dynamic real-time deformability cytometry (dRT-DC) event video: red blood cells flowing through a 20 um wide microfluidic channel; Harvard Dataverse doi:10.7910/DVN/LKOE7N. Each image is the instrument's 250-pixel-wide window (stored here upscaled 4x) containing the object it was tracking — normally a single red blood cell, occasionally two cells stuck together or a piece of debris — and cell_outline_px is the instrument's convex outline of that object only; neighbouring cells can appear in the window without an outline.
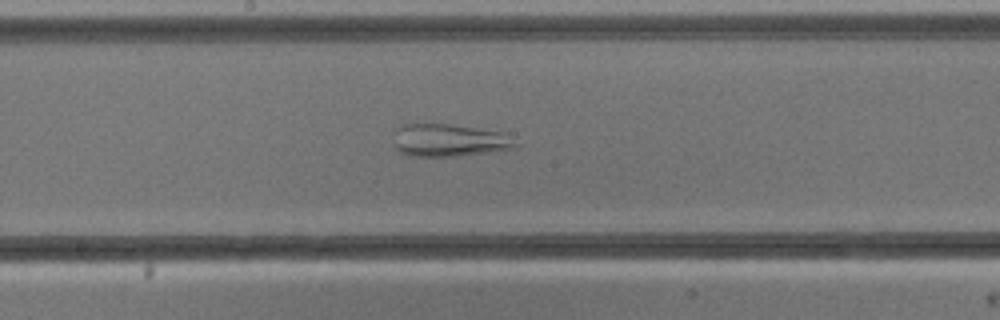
{"species": "common noctule bat (a hibernating species)", "species_latin": "Nyctalus noctula", "temperature_condition": "cold", "stored_images_in_passage": 54, "camera_frame_rate_fps": 3000, "um_per_image_px": 0.085, "animal": {"sex": "male", "body_mass_g": 13.3}, "frame": {"image": 1, "passage_image": 28, "time_ms": 9.0, "image_size_px": [1000, 320], "cell_outline_px": [[516, 144], [508, 148], [488, 152], [460, 156], [408, 156], [400, 152], [396, 148], [396, 128], [400, 124], [448, 124], [504, 132]], "centroid_in_image_um": [38.11, 11.92], "position_along_channel_um": 210.1, "area_um2": 22.72}}
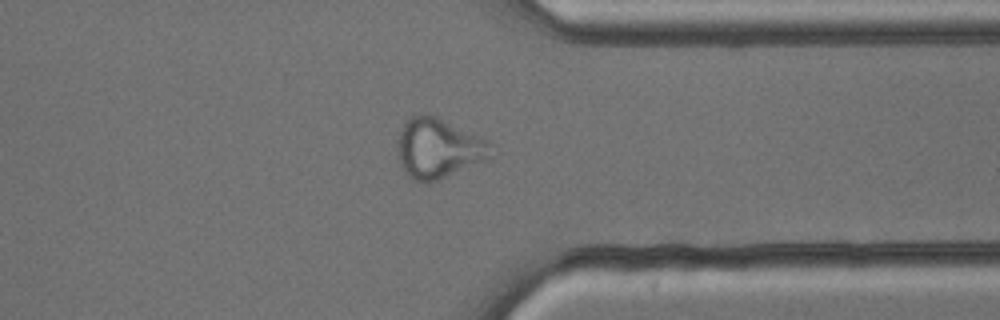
{"frame": {"image": 2, "passage_image": 41, "time_ms": 13.333, "image_size_px": [1000, 320], "cell_outline_px": [[492, 160], [428, 184], [412, 180], [400, 168], [396, 148], [396, 144], [404, 120], [408, 116], [436, 116], [484, 140], [488, 144]], "centroid_in_image_um": [37.2, 12.68], "position_along_channel_um": 374.2, "area_um2": 32.83}}
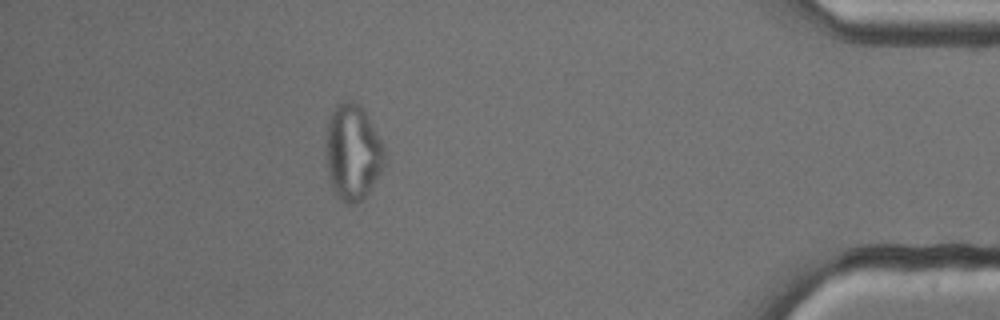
{"frame": {"image": 3, "passage_image": 47, "time_ms": 15.333, "image_size_px": [1000, 320], "cell_outline_px": [[384, 164], [380, 172], [368, 192], [356, 204], [348, 204], [340, 200], [328, 180], [324, 152], [324, 144], [328, 120], [336, 104], [344, 100], [352, 100], [360, 104], [380, 140], [384, 148]], "centroid_in_image_um": [29.91, 12.93], "position_along_channel_um": 405.3, "area_um2": 32.89}}